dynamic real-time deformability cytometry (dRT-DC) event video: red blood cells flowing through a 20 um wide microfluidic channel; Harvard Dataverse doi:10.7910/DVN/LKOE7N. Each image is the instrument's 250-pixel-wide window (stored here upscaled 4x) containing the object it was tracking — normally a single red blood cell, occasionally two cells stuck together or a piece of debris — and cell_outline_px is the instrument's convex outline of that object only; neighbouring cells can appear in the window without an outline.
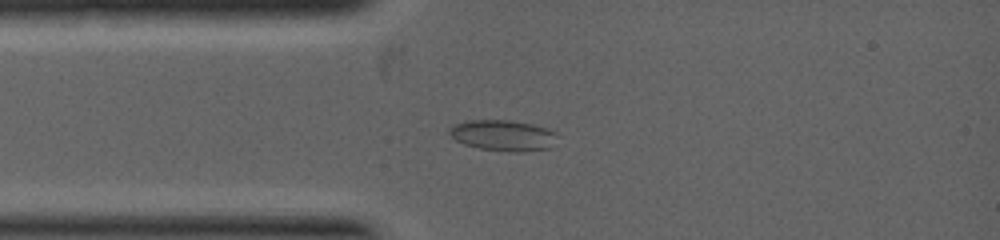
{"species": "common noctule bat (a hibernating species)", "species_latin": "Nyctalus noctula", "temperature_condition": "warm", "stored_images_in_passage": 6, "camera_frame_rate_fps": 5000, "um_per_image_px": 0.085, "animal": {"sex": "female", "body_mass_g": 19.0, "forearm_length_mm": 53.3}, "frame": {"image": 1, "passage_image": 4, "time_ms": 1.4, "image_size_px": [1000, 240], "cell_outline_px": [[560, 136], [548, 148], [524, 152], [508, 152], [480, 148], [464, 144], [456, 140], [448, 132], [456, 124], [468, 120], [508, 120], [532, 124], [548, 128], [556, 132]], "centroid_in_image_um": [42.82, 11.51], "position_along_channel_um": 42.2, "area_um2": 19.42}}
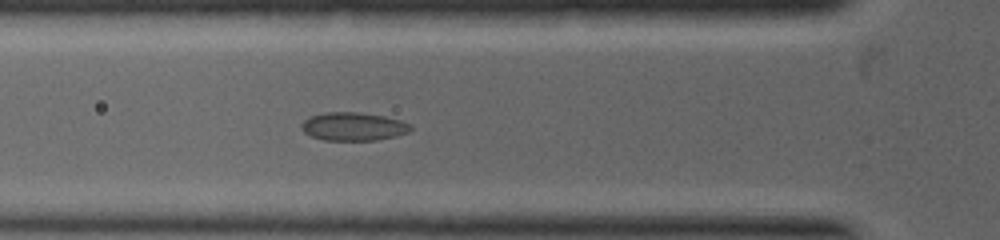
{"frame": {"image": 2, "passage_image": 6, "time_ms": 2.2, "image_size_px": [1000, 240], "cell_outline_px": [[412, 128], [408, 132], [396, 136], [376, 140], [324, 140], [312, 136], [304, 132], [300, 128], [300, 124], [308, 116], [324, 112], [360, 112], [384, 116], [400, 120], [408, 124]], "centroid_in_image_um": [29.99, 10.74], "position_along_channel_um": 95.8, "area_um2": 18.03}}